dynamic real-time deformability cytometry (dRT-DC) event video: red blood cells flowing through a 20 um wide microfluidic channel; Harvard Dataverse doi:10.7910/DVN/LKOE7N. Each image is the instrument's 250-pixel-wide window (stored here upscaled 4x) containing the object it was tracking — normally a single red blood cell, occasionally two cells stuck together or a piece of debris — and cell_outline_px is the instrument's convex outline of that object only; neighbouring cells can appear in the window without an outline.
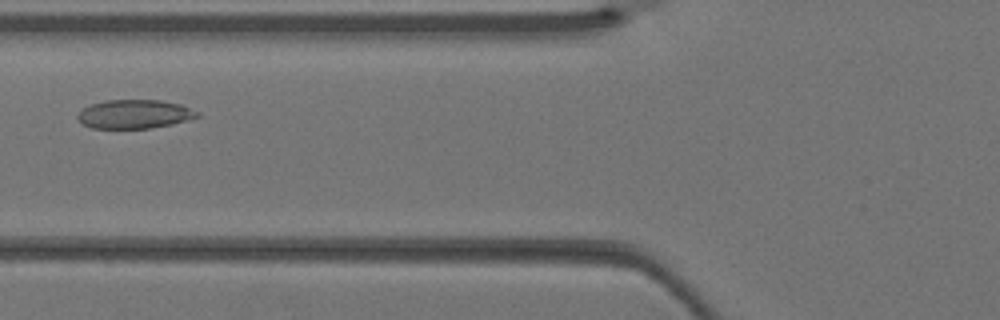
{"species": "Egyptian fruit bat (a non-hibernating species)", "species_latin": "Rousettus aegyptiacus", "temperature_condition": "warm", "stored_images_in_passage": 3, "camera_frame_rate_fps": 3000, "um_per_image_px": 0.085, "animal": {"sex": "female"}, "frame": {"image": 1, "passage_image": 3, "time_ms": 0.667, "image_size_px": [1000, 320], "cell_outline_px": [[200, 116], [188, 120], [172, 124], [148, 128], [92, 128], [84, 124], [76, 116], [84, 108], [92, 104], [104, 100], [160, 100], [180, 104], [200, 112]], "centroid_in_image_um": [11.47, 9.69], "position_along_channel_um": 114.3, "area_um2": 19.94}}